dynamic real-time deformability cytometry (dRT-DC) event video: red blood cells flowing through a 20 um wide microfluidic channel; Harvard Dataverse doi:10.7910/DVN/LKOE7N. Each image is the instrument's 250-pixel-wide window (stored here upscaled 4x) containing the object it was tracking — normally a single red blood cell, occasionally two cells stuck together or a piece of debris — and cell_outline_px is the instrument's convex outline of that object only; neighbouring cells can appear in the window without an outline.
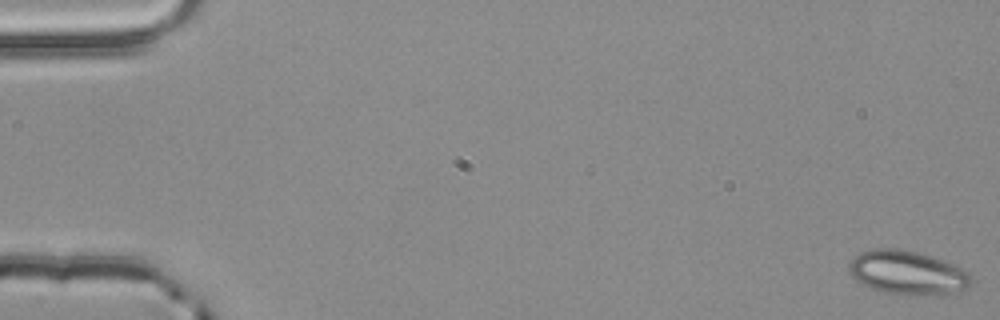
{"species": "common noctule bat (a hibernating species)", "species_latin": "Nyctalus noctula", "temperature_condition": "room temperature", "stored_images_in_passage": 55, "camera_frame_rate_fps": 3000, "um_per_image_px": 0.085, "animal": {"sex": "male", "body_mass_g": 20.4}, "frame": {"image": 1, "passage_image": 1, "time_ms": 0.0, "image_size_px": [1000, 320], "cell_outline_px": [[972, 284], [964, 288], [936, 296], [904, 296], [884, 292], [872, 288], [856, 280], [852, 276], [848, 268], [848, 264], [856, 256], [864, 252], [876, 248], [900, 248], [916, 252], [952, 264], [968, 272], [972, 276]], "centroid_in_image_um": [77.13, 23.2], "position_along_channel_um": 7.9, "area_um2": 31.1}}
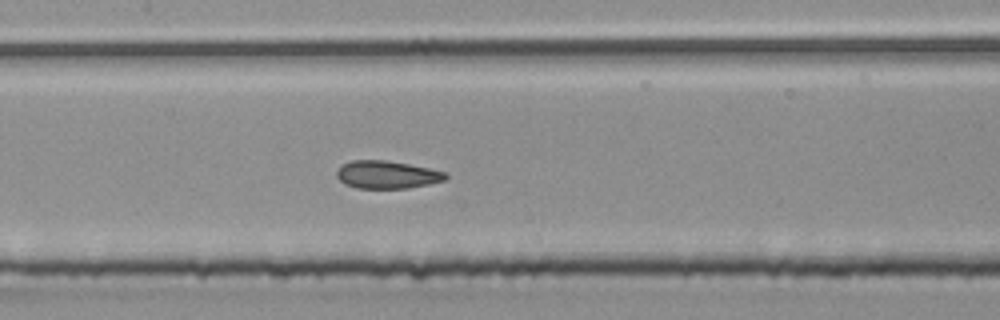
{"frame": {"image": 2, "passage_image": 27, "time_ms": 8.667, "image_size_px": [1000, 320], "cell_outline_px": [[448, 176], [444, 180], [428, 184], [408, 188], [356, 188], [344, 184], [336, 176], [336, 172], [340, 164], [352, 160], [384, 160], [408, 164], [428, 168], [444, 172]], "centroid_in_image_um": [32.83, 14.84], "position_along_channel_um": 174.6, "area_um2": 17.57}}
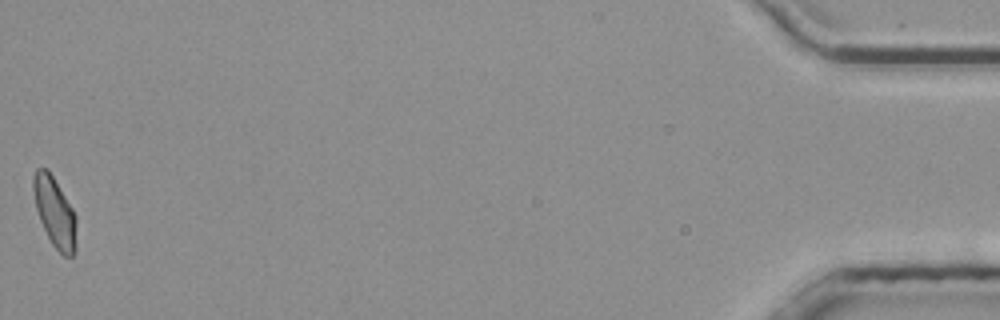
{"frame": {"image": 3, "passage_image": 55, "time_ms": 18.0, "image_size_px": [1000, 320], "cell_outline_px": [[76, 252], [72, 256], [64, 256], [52, 244], [40, 220], [36, 208], [32, 188], [32, 176], [36, 168], [44, 168], [52, 176], [72, 208], [76, 216]], "centroid_in_image_um": [4.65, 18.05], "position_along_channel_um": 430.5, "area_um2": 17.34}, "authors_computed_cell_mechanics": {"area_um2": 18.0914, "velocity_mm_per_s": 3.8572, "shape_relaxation_time_tau1_ms": 3.2423, "shape_relaxation_time_tau2_ms": 0.8567, "deformation_change_tau1": 0.1148, "deformation_change_tau2": 0.0765}}